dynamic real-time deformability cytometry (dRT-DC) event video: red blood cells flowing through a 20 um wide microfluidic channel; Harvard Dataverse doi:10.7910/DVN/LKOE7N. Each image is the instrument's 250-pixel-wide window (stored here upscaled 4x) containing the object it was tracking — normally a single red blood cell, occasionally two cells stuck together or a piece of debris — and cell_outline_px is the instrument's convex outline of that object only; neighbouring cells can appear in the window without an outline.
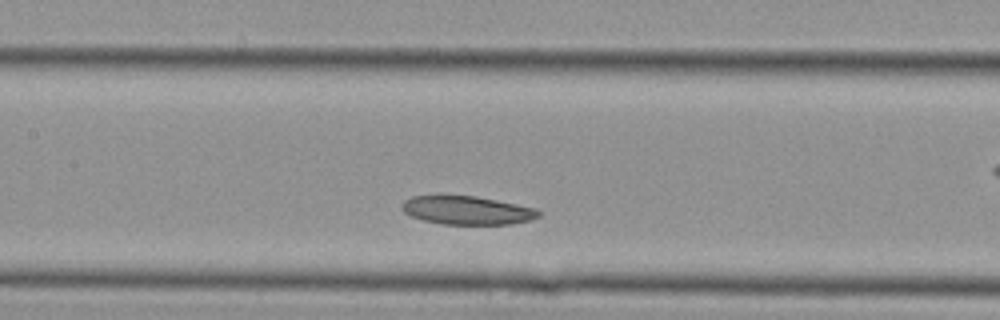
{"species": "Egyptian fruit bat (a non-hibernating species)", "species_latin": "Rousettus aegyptiacus", "temperature_condition": "cold", "stored_images_in_passage": 25, "camera_frame_rate_fps": 3000, "um_per_image_px": 0.085, "animal": {"sex": "female"}, "frame": {"image": 1, "passage_image": 8, "time_ms": 2.333, "image_size_px": [1000, 320], "cell_outline_px": [[540, 216], [532, 220], [512, 224], [440, 224], [424, 220], [412, 216], [404, 212], [400, 208], [400, 204], [404, 200], [412, 196], [440, 192], [444, 192], [476, 196], [536, 208], [540, 212]], "centroid_in_image_um": [39.62, 17.82], "position_along_channel_um": 167.8, "area_um2": 23.64}}